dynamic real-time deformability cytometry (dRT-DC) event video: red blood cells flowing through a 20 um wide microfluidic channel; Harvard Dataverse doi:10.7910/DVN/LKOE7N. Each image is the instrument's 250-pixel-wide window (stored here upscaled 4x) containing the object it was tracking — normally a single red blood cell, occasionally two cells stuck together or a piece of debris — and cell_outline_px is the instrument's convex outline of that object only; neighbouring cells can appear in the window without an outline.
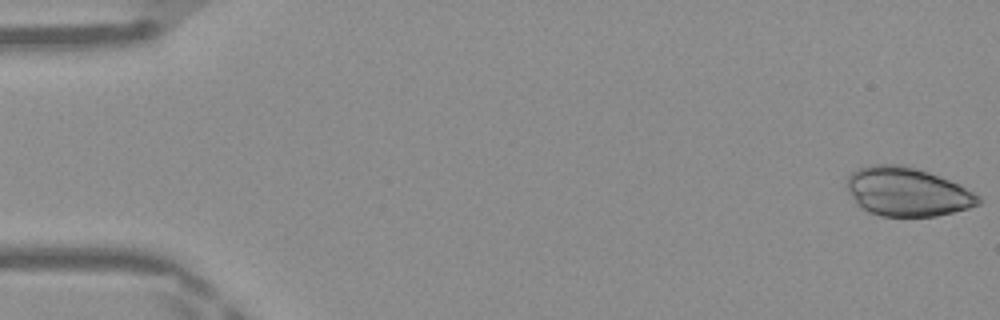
{"species": "Egyptian fruit bat (a non-hibernating species)", "species_latin": "Rousettus aegyptiacus", "temperature_condition": "warm", "stored_images_in_passage": 43, "camera_frame_rate_fps": 3000, "um_per_image_px": 0.085, "frame": {"image": 1, "passage_image": 1, "time_ms": 0.0, "image_size_px": [1000, 320], "cell_outline_px": [[980, 204], [968, 208], [936, 216], [880, 216], [868, 212], [860, 208], [856, 204], [848, 192], [848, 176], [852, 172], [860, 168], [872, 164], [904, 164], [928, 172], [948, 180], [980, 196]], "centroid_in_image_um": [77.06, 16.31], "position_along_channel_um": 7.9, "area_um2": 37.17}}